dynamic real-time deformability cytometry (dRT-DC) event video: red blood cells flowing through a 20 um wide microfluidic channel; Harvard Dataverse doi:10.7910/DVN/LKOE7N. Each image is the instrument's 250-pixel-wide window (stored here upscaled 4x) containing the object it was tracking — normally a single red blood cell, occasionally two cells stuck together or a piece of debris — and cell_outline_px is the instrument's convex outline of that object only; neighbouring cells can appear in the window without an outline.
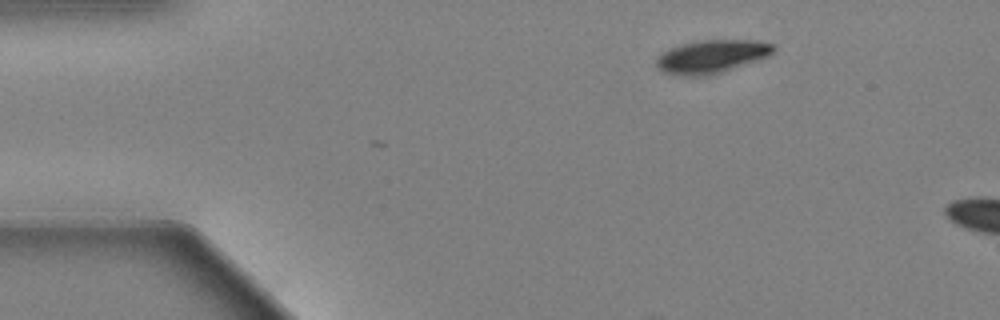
{"species": "Egyptian fruit bat (a non-hibernating species)", "species_latin": "Rousettus aegyptiacus", "temperature_condition": "warm", "stored_images_in_passage": 3, "camera_frame_rate_fps": 3000, "um_per_image_px": 0.085, "animal": {"sex": "female"}, "frame": {"image": 1, "passage_image": 1, "time_ms": 0.0, "image_size_px": [1000, 320], "cell_outline_px": [[776, 48], [768, 56], [720, 72], [704, 76], [684, 76], [664, 72], [656, 64], [656, 60], [664, 52], [672, 48], [684, 44], [704, 40], [756, 40], [776, 44]], "centroid_in_image_um": [60.53, 4.79], "position_along_channel_um": 24.5, "area_um2": 22.08}}